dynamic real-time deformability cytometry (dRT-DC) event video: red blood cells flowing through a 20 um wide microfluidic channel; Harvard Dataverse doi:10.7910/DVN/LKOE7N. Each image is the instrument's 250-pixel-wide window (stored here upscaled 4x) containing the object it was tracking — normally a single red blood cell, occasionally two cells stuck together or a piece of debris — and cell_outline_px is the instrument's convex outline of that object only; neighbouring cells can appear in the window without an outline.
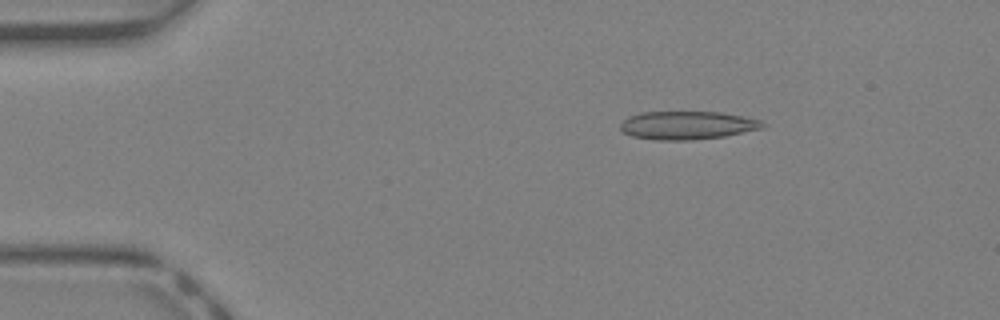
{"species": "Egyptian fruit bat (a non-hibernating species)", "species_latin": "Rousettus aegyptiacus", "temperature_condition": "warm", "stored_images_in_passage": 35, "camera_frame_rate_fps": 3000, "um_per_image_px": 0.085, "animal": {"sex": "female"}, "frame": {"image": 1, "passage_image": 1, "time_ms": 0.0, "image_size_px": [1000, 320], "cell_outline_px": [[764, 128], [724, 136], [692, 140], [656, 140], [632, 136], [624, 132], [620, 128], [620, 124], [628, 116], [640, 112], [720, 112], [760, 120], [764, 124]], "centroid_in_image_um": [58.39, 10.65], "position_along_channel_um": 26.6, "area_um2": 23.29}}
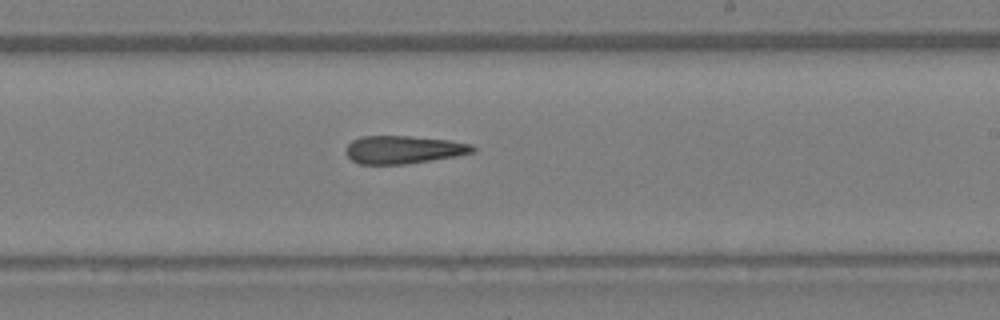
{"frame": {"image": 2, "passage_image": 19, "time_ms": 6.0, "image_size_px": [1000, 320], "cell_outline_px": [[476, 148], [472, 152], [456, 156], [432, 160], [404, 164], [360, 164], [352, 160], [348, 156], [344, 148], [352, 140], [360, 136], [412, 136], [448, 140], [472, 144]], "centroid_in_image_um": [34.27, 12.71], "position_along_channel_um": 254.7, "area_um2": 20.63}}
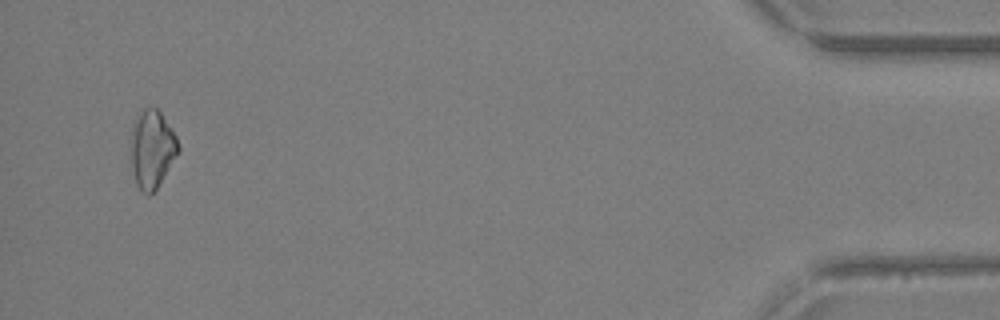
{"frame": {"image": 3, "passage_image": 34, "time_ms": 11.0, "image_size_px": [1000, 320], "cell_outline_px": [[180, 152], [156, 188], [148, 196], [136, 184], [132, 172], [128, 140], [132, 124], [140, 112], [144, 108], [156, 108], [160, 112], [172, 128], [176, 136], [180, 148]], "centroid_in_image_um": [12.89, 12.65], "position_along_channel_um": 422.3, "area_um2": 22.02}}